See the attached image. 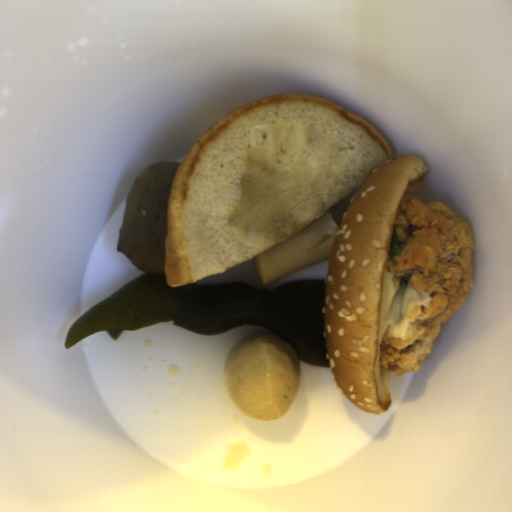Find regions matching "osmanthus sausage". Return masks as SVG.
Segmentation results:
<instances>
[{"label": "osmanthus sausage", "instance_id": "d35146e8", "mask_svg": "<svg viewBox=\"0 0 512 512\" xmlns=\"http://www.w3.org/2000/svg\"><path fill=\"white\" fill-rule=\"evenodd\" d=\"M338 228V224L327 211L309 226L253 257L262 283L266 285L315 264L329 261Z\"/></svg>", "mask_w": 512, "mask_h": 512}]
</instances>
